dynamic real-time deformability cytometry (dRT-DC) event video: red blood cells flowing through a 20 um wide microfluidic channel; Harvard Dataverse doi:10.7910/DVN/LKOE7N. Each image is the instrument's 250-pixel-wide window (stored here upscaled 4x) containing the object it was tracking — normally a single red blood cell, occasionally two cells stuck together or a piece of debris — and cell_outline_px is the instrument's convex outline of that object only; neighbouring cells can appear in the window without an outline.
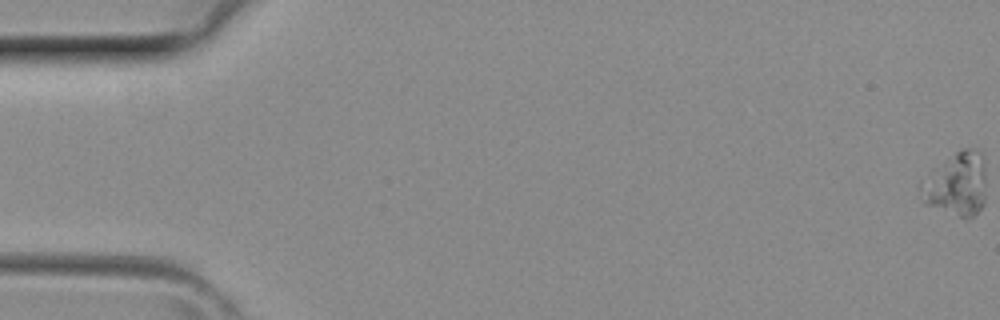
{"species": "common noctule bat (a hibernating species)", "species_latin": "Nyctalus noctula", "temperature_condition": "room temperature", "stored_images_in_passage": 4, "camera_frame_rate_fps": 3000, "um_per_image_px": 0.085, "animal": {"sex": "female", "body_mass_g": 29.2, "forearm_length_mm": 56.3}, "frame": {"image": 1, "passage_image": 1, "time_ms": 0.0, "image_size_px": [1000, 320], "cell_outline_px": [[984, 204], [972, 216], [960, 216], [924, 204], [920, 200], [920, 184], [932, 168], [956, 152], [964, 148], [972, 148], [980, 152], [984, 160]], "centroid_in_image_um": [81.27, 15.63], "position_along_channel_um": 3.7, "area_um2": 23.99}}